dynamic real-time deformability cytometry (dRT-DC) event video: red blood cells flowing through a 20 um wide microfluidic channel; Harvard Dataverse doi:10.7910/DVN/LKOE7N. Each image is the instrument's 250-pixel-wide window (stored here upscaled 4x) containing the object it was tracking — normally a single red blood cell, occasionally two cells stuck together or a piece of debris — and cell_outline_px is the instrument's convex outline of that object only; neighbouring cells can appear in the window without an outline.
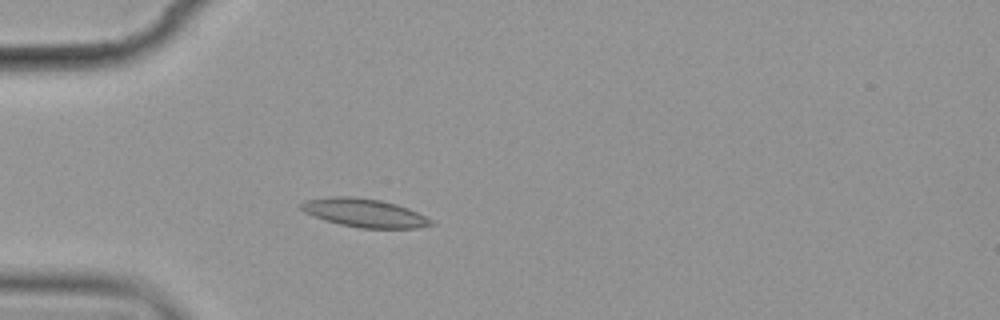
{"species": "common noctule bat (a hibernating species)", "species_latin": "Nyctalus noctula", "temperature_condition": "cold", "stored_images_in_passage": 4, "camera_frame_rate_fps": 3000, "um_per_image_px": 0.085, "animal": {"sex": "female", "body_mass_g": 19.9}, "frame": {"image": 1, "passage_image": 4, "time_ms": 3.333, "image_size_px": [1000, 320], "cell_outline_px": [[436, 224], [416, 228], [360, 228], [340, 224], [324, 220], [304, 212], [300, 208], [300, 204], [304, 200], [332, 196], [352, 196], [380, 200], [396, 204], [408, 208], [432, 220]], "centroid_in_image_um": [30.95, 18.09], "position_along_channel_um": 54.1, "area_um2": 21.5}}